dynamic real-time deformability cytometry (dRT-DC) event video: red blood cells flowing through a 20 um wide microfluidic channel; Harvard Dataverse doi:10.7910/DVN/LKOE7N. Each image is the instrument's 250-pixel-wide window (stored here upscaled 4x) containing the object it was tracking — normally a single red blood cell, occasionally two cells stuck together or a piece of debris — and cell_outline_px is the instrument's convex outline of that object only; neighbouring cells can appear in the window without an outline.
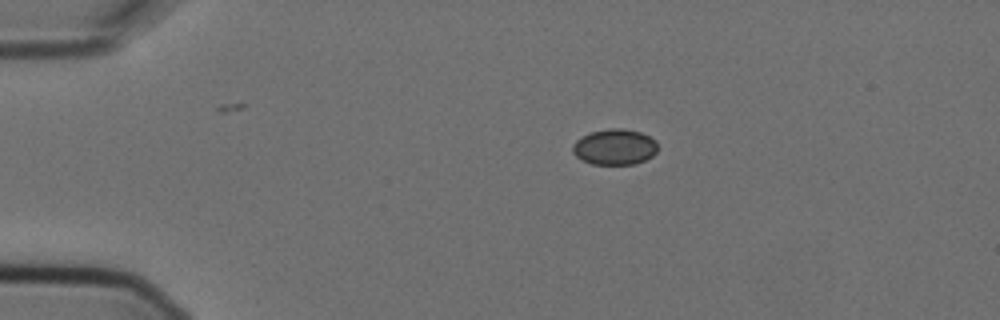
{"species": "Egyptian fruit bat (a non-hibernating species)", "species_latin": "Rousettus aegyptiacus", "temperature_condition": "cold", "stored_images_in_passage": 9, "camera_frame_rate_fps": 3000, "um_per_image_px": 0.085, "animal": {"sex": "female"}, "frame": {"image": 1, "passage_image": 1, "time_ms": 0.0, "image_size_px": [1000, 320], "cell_outline_px": [[656, 152], [652, 156], [636, 164], [592, 164], [580, 160], [572, 152], [572, 144], [580, 136], [588, 132], [608, 128], [624, 128], [640, 132], [656, 140]], "centroid_in_image_um": [52.2, 12.48], "position_along_channel_um": 32.8, "area_um2": 17.98}}
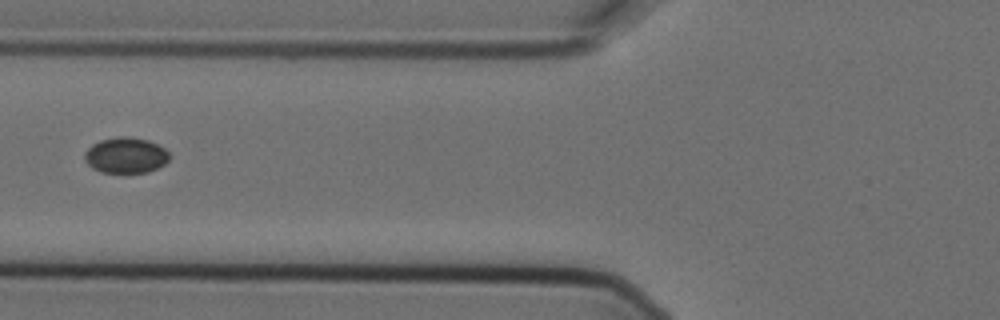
{"frame": {"image": 2, "passage_image": 4, "time_ms": 1.0, "image_size_px": [1000, 320], "cell_outline_px": [[172, 156], [164, 164], [148, 172], [100, 172], [92, 168], [84, 160], [84, 152], [92, 144], [100, 140], [116, 136], [128, 136], [148, 140], [164, 148]], "centroid_in_image_um": [10.67, 13.19], "position_along_channel_um": 115.1, "area_um2": 17.74}}
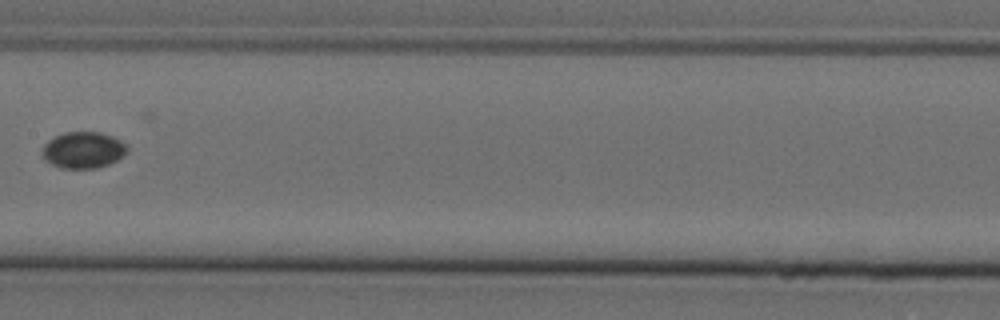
{"frame": {"image": 3, "passage_image": 6, "time_ms": 1.667, "image_size_px": [1000, 320], "cell_outline_px": [[128, 152], [124, 156], [108, 164], [96, 168], [60, 168], [44, 160], [40, 152], [44, 144], [48, 140], [64, 132], [100, 132], [112, 136], [120, 140], [128, 148]], "centroid_in_image_um": [7.05, 12.75], "position_along_channel_um": 200.4, "area_um2": 18.15}}